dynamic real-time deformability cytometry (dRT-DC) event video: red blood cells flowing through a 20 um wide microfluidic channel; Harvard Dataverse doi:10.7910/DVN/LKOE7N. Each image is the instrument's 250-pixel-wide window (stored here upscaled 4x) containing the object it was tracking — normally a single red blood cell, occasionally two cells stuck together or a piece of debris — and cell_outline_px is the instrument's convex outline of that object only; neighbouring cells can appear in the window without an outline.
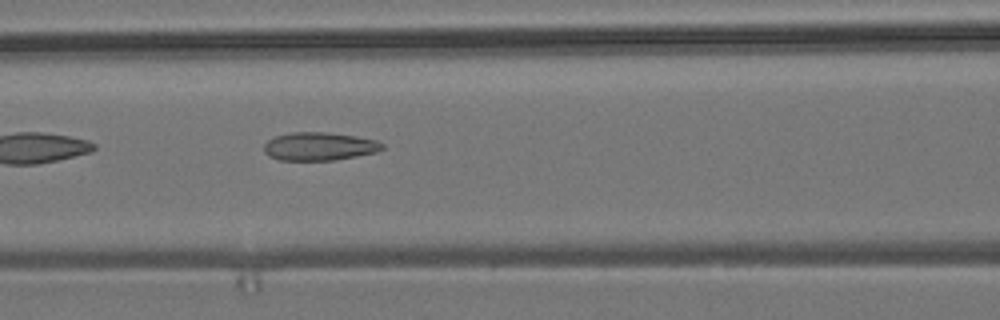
{"species": "common noctule bat (a hibernating species)", "species_latin": "Nyctalus noctula", "temperature_condition": "room temperature", "stored_images_in_passage": 37, "camera_frame_rate_fps": 3000, "um_per_image_px": 0.085, "animal": {"sex": "male", "body_mass_g": 19.2, "forearm_length_mm": 51.8}, "frame": {"image": 1, "passage_image": 6, "time_ms": 1.667, "image_size_px": [1000, 320], "cell_outline_px": [[384, 148], [376, 152], [336, 160], [280, 160], [268, 156], [264, 152], [264, 144], [268, 140], [276, 136], [292, 132], [324, 132], [356, 136], [376, 140], [384, 144]], "centroid_in_image_um": [27.13, 12.44], "position_along_channel_um": 139.5, "area_um2": 19.42}}
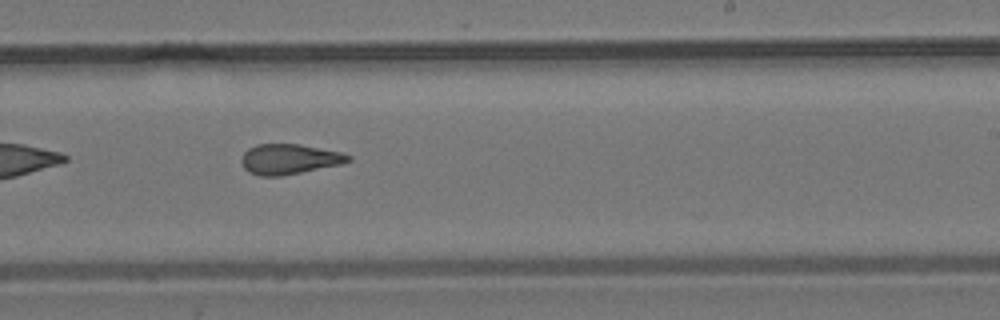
{"frame": {"image": 2, "passage_image": 16, "time_ms": 5.0, "image_size_px": [1000, 320], "cell_outline_px": [[352, 160], [340, 164], [280, 176], [260, 176], [248, 172], [244, 168], [240, 160], [244, 152], [248, 148], [256, 144], [300, 144], [340, 152], [352, 156]], "centroid_in_image_um": [24.55, 13.52], "position_along_channel_um": 264.5, "area_um2": 18.73}}